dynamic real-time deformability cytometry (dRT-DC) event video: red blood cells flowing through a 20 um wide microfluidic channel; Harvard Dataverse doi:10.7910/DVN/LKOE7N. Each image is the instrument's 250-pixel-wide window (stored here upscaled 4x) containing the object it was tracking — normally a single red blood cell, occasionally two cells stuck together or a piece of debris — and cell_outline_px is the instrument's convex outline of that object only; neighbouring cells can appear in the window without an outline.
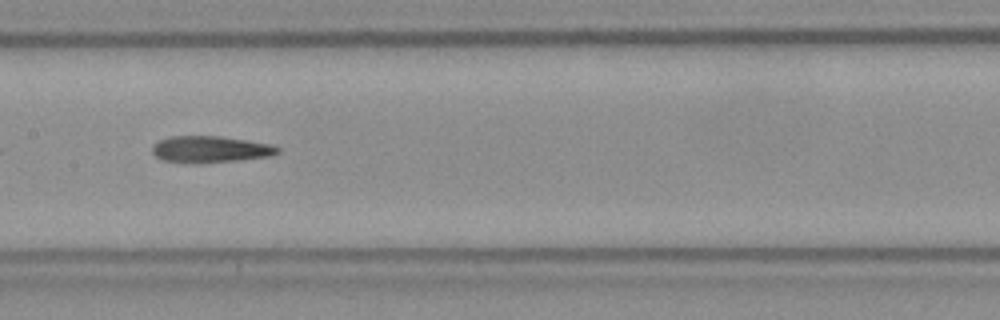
{"species": "Egyptian fruit bat (a non-hibernating species)", "species_latin": "Rousettus aegyptiacus", "temperature_condition": "room temperature", "stored_images_in_passage": 36, "camera_frame_rate_fps": 3000, "um_per_image_px": 0.085, "frame": {"image": 1, "passage_image": 11, "time_ms": 3.333, "image_size_px": [1000, 320], "cell_outline_px": [[280, 152], [268, 156], [236, 160], [200, 164], [164, 160], [156, 156], [152, 152], [152, 148], [160, 140], [172, 136], [220, 136], [268, 144], [280, 148]], "centroid_in_image_um": [17.86, 12.7], "position_along_channel_um": 189.5, "area_um2": 19.07}}